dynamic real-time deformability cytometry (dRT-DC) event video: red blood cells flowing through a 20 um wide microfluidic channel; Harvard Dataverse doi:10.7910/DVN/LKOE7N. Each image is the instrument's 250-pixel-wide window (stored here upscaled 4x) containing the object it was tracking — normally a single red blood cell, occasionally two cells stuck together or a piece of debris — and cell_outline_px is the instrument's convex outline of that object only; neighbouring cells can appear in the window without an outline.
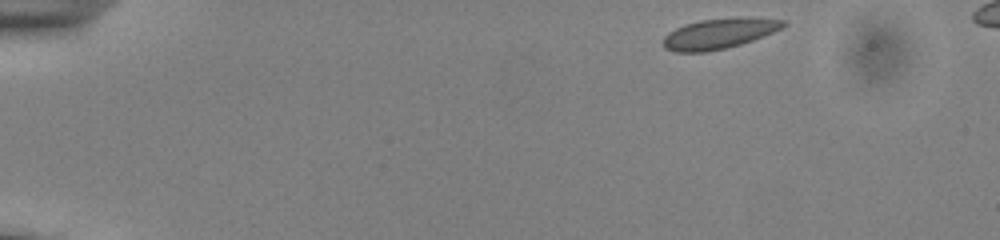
{"species": "common noctule bat (a hibernating species)", "species_latin": "Nyctalus noctula", "temperature_condition": "cold", "stored_images_in_passage": 49, "segment_of_instrument_passage": [1, 2], "camera_frame_rate_fps": 3000, "um_per_image_px": 0.085, "animal": {"sex": "male", "body_mass_g": 13.0, "forearm_length_mm": 53.1}, "frame": {"image": 1, "passage_image": 1, "time_ms": 0.0, "image_size_px": [1000, 240], "cell_outline_px": [[788, 24], [772, 32], [752, 40], [740, 44], [708, 52], [676, 52], [664, 48], [660, 44], [664, 36], [668, 32], [684, 24], [700, 20], [740, 16], [748, 16], [788, 20]], "centroid_in_image_um": [61.11, 2.83], "position_along_channel_um": 23.9, "area_um2": 21.62}}
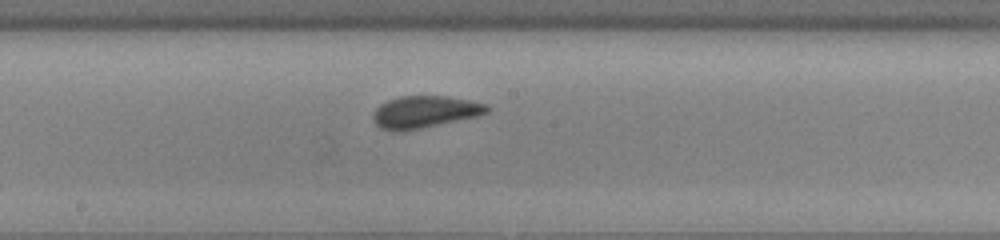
{"frame": {"image": 2, "passage_image": 24, "time_ms": 7.667, "image_size_px": [1000, 240], "cell_outline_px": [[492, 108], [488, 112], [476, 116], [420, 128], [392, 132], [380, 128], [372, 120], [372, 116], [376, 108], [380, 104], [388, 100], [400, 96], [444, 96], [468, 100], [488, 104]], "centroid_in_image_um": [36.07, 9.51], "position_along_channel_um": 212.1, "area_um2": 21.15}}
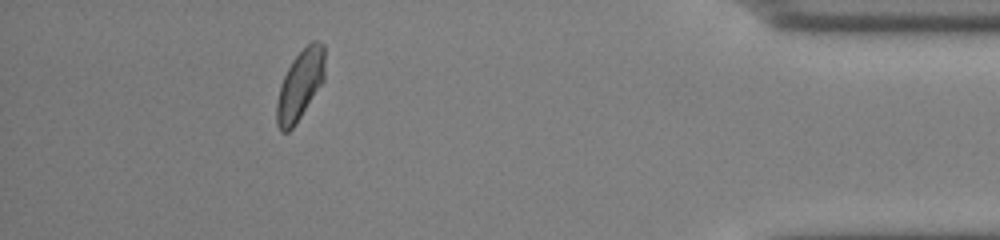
{"frame": {"image": 3, "passage_image": 43, "time_ms": 14.0, "image_size_px": [1000, 240], "cell_outline_px": [[324, 80], [292, 128], [288, 132], [280, 132], [276, 124], [276, 104], [280, 88], [284, 76], [292, 60], [312, 40], [316, 40], [324, 44]], "centroid_in_image_um": [25.5, 7.22], "position_along_channel_um": 409.7, "area_um2": 19.25}}